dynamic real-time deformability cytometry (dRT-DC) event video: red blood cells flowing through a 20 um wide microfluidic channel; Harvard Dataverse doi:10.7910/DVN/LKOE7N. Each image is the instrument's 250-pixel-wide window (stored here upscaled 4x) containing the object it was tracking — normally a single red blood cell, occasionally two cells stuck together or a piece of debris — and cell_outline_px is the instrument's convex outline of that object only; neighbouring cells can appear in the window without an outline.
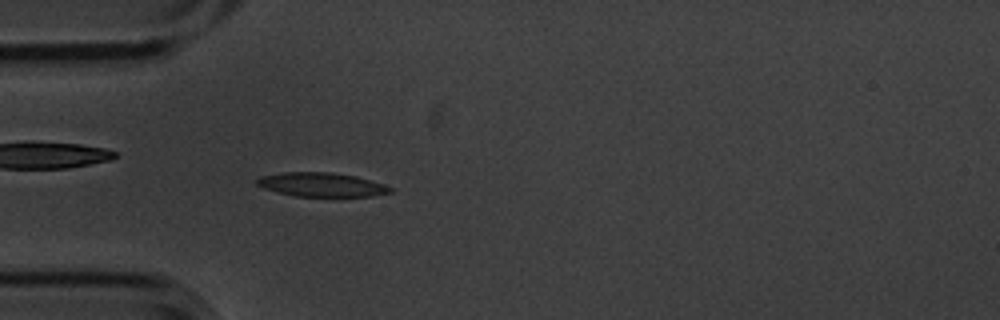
{"species": "common noctule bat (a hibernating species)", "species_latin": "Nyctalus noctula", "temperature_condition": "cold", "stored_images_in_passage": 3, "camera_frame_rate_fps": 3000, "um_per_image_px": 0.085, "animal": {"sex": "male", "body_mass_g": 20.1, "forearm_length_mm": 53.5}, "frame": {"image": 1, "passage_image": 3, "time_ms": 0.667, "image_size_px": [1000, 320], "cell_outline_px": [[392, 192], [372, 196], [296, 196], [276, 192], [264, 188], [256, 184], [256, 180], [260, 176], [284, 172], [332, 172], [356, 176], [384, 184], [392, 188]], "centroid_in_image_um": [27.32, 15.69], "position_along_channel_um": 57.7, "area_um2": 18.61}}